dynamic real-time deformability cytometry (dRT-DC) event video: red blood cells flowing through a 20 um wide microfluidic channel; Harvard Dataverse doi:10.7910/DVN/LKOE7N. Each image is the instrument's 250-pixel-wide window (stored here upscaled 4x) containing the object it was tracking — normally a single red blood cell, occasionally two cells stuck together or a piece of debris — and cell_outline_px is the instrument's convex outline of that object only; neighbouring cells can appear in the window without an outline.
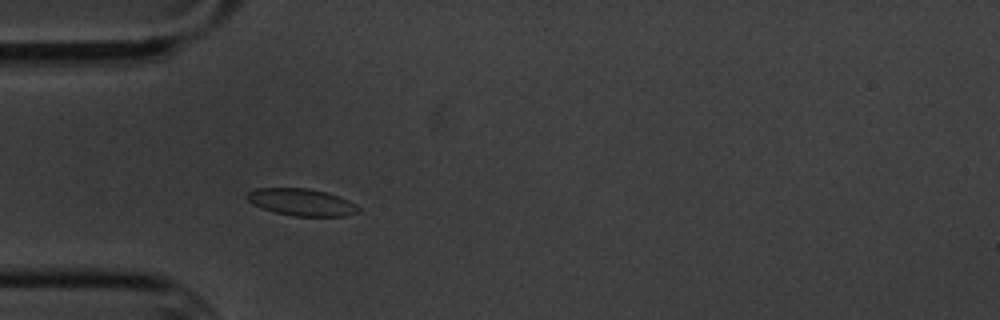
{"species": "common noctule bat (a hibernating species)", "species_latin": "Nyctalus noctula", "temperature_condition": "cold", "stored_images_in_passage": 4, "camera_frame_rate_fps": 3000, "um_per_image_px": 0.085, "animal": {"sex": "male", "body_mass_g": 20.1, "forearm_length_mm": 53.5}, "frame": {"image": 1, "passage_image": 4, "time_ms": 3.333, "image_size_px": [1000, 320], "cell_outline_px": [[360, 212], [344, 216], [292, 216], [260, 208], [252, 204], [244, 196], [248, 192], [256, 188], [308, 188], [324, 192], [348, 200], [360, 208]], "centroid_in_image_um": [25.59, 17.19], "position_along_channel_um": 59.4, "area_um2": 17.51}}